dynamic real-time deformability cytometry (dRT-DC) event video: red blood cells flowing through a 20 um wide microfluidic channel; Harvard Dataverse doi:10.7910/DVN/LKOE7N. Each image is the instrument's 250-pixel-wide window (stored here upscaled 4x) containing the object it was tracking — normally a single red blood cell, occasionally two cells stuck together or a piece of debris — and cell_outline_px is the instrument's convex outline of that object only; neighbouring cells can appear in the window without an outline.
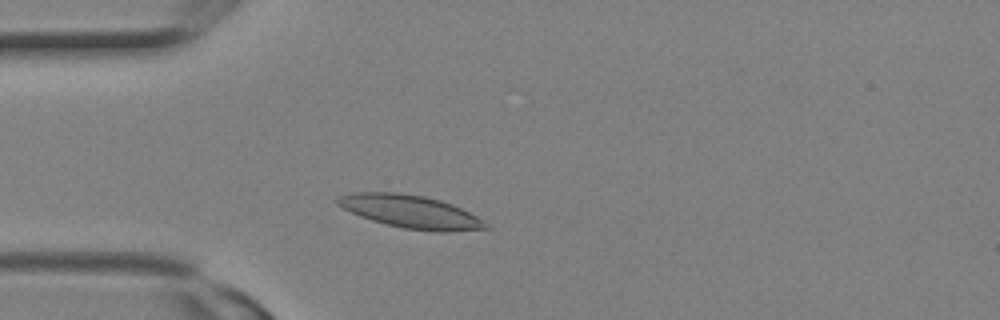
{"species": "Egyptian fruit bat (a non-hibernating species)", "species_latin": "Rousettus aegyptiacus", "temperature_condition": "room temperature", "stored_images_in_passage": 8, "camera_frame_rate_fps": 3000, "um_per_image_px": 0.085, "animal": {"sex": "female"}, "frame": {"image": 1, "passage_image": 4, "time_ms": 1.0, "image_size_px": [1000, 320], "cell_outline_px": [[492, 228], [448, 232], [436, 232], [404, 228], [372, 220], [360, 216], [336, 204], [336, 196], [352, 192], [396, 192], [424, 196], [440, 200], [452, 204], [476, 216], [488, 224]], "centroid_in_image_um": [34.9, 17.99], "position_along_channel_um": 50.1, "area_um2": 28.38}}
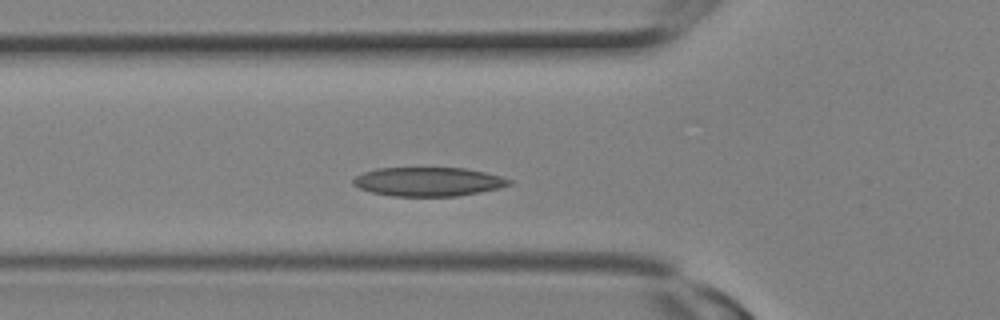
{"frame": {"image": 2, "passage_image": 6, "time_ms": 1.667, "image_size_px": [1000, 320], "cell_outline_px": [[512, 184], [500, 188], [480, 192], [456, 196], [392, 196], [372, 192], [360, 188], [352, 184], [352, 180], [356, 176], [364, 172], [376, 168], [464, 168], [484, 172], [500, 176], [512, 180]], "centroid_in_image_um": [36.41, 15.44], "position_along_channel_um": 89.4, "area_um2": 26.24}}
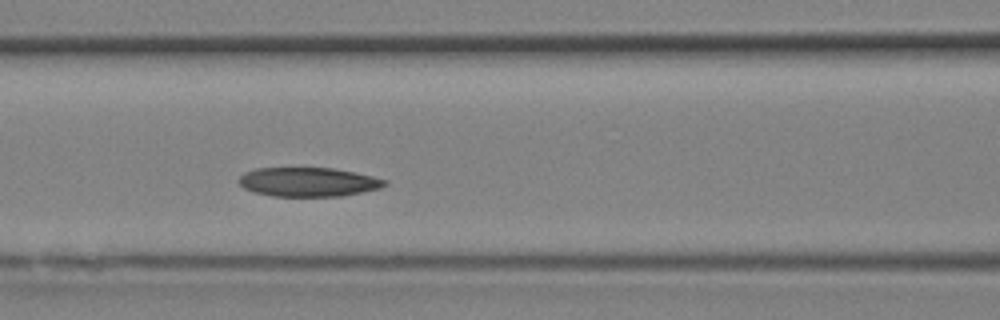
{"frame": {"image": 3, "passage_image": 8, "time_ms": 2.333, "image_size_px": [1000, 320], "cell_outline_px": [[388, 184], [380, 188], [340, 196], [272, 196], [256, 192], [244, 188], [236, 180], [244, 172], [256, 168], [332, 168], [372, 176], [388, 180]], "centroid_in_image_um": [26.18, 15.46], "position_along_channel_um": 140.4, "area_um2": 24.62}}